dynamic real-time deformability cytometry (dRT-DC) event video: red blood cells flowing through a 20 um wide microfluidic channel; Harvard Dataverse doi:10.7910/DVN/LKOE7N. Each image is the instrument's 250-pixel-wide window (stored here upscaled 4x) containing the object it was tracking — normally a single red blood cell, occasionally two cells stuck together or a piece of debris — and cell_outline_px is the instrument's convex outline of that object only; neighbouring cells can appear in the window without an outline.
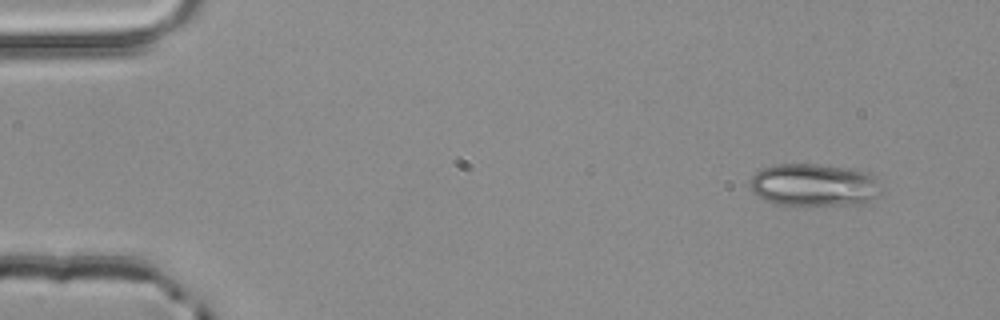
{"species": "common noctule bat (a hibernating species)", "species_latin": "Nyctalus noctula", "temperature_condition": "room temperature", "stored_images_in_passage": 4, "camera_frame_rate_fps": 3000, "um_per_image_px": 0.085, "animal": {"sex": "male", "body_mass_g": 20.4}, "frame": {"image": 1, "passage_image": 1, "time_ms": 0.0, "image_size_px": [1000, 320], "cell_outline_px": [[880, 192], [876, 196], [864, 204], [776, 204], [764, 200], [752, 192], [748, 188], [748, 180], [760, 168], [776, 164], [816, 164], [852, 168], [868, 172], [876, 176]], "centroid_in_image_um": [69.14, 15.7], "position_along_channel_um": 15.9, "area_um2": 32.77}}